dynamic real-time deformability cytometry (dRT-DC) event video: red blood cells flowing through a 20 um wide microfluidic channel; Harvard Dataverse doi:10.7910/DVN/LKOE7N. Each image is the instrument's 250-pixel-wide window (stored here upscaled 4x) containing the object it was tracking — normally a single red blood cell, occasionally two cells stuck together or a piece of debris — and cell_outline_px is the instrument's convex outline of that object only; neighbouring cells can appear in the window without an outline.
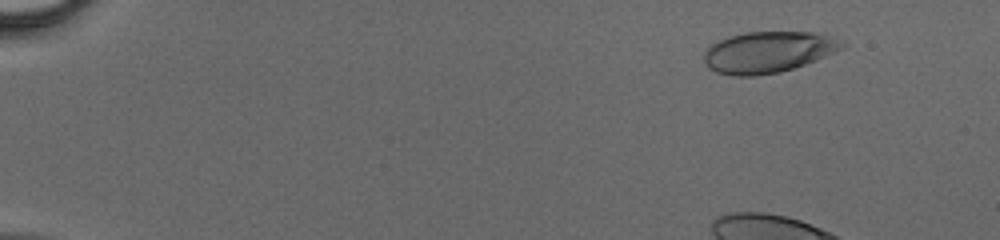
{"species": "human", "species_latin": "Homo sapiens", "temperature_condition": "cold", "stored_images_in_passage": 43, "camera_frame_rate_fps": 3000, "um_per_image_px": 0.085, "donor": {"sex": "male"}, "frame": {"image": 1, "passage_image": 6, "time_ms": 1.667, "image_size_px": [1000, 240], "cell_outline_px": [[848, 44], [844, 48], [816, 60], [780, 72], [756, 76], [732, 76], [716, 72], [708, 68], [704, 64], [704, 52], [716, 40], [728, 36], [744, 32], [816, 32], [832, 36]], "centroid_in_image_um": [65.28, 4.42], "position_along_channel_um": 19.7, "area_um2": 33.52}}
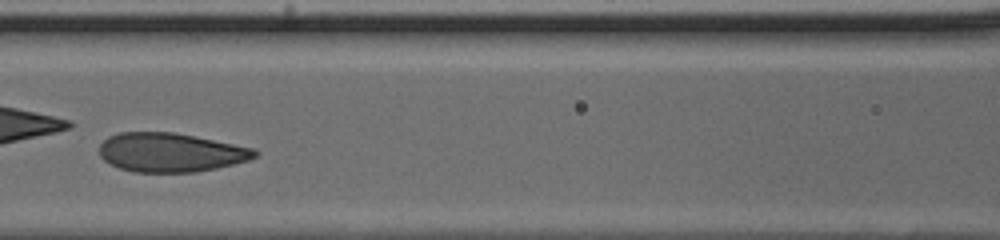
{"frame": {"image": 2, "passage_image": 25, "time_ms": 8.0, "image_size_px": [1000, 240], "cell_outline_px": [[260, 152], [256, 156], [248, 160], [216, 168], [196, 172], [132, 172], [120, 168], [104, 160], [100, 156], [100, 144], [108, 136], [120, 132], [172, 132], [256, 148]], "centroid_in_image_um": [14.51, 12.95], "position_along_channel_um": 152.1, "area_um2": 35.26}}
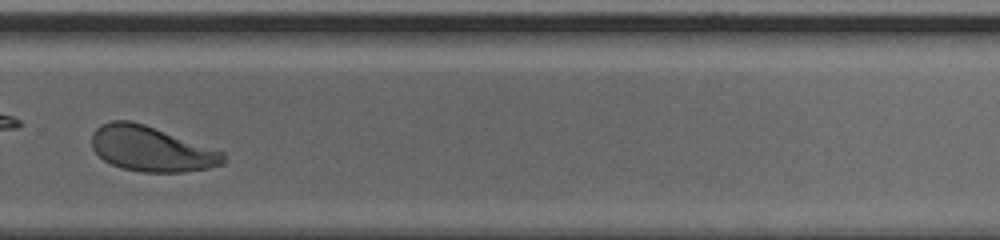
{"frame": {"image": 3, "passage_image": 36, "time_ms": 11.667, "image_size_px": [1000, 240], "cell_outline_px": [[224, 164], [208, 168], [184, 172], [140, 172], [124, 168], [112, 164], [104, 160], [92, 148], [92, 132], [100, 124], [112, 120], [132, 120], [144, 124], [224, 152]], "centroid_in_image_um": [12.84, 12.65], "position_along_channel_um": 317.0, "area_um2": 34.45}}